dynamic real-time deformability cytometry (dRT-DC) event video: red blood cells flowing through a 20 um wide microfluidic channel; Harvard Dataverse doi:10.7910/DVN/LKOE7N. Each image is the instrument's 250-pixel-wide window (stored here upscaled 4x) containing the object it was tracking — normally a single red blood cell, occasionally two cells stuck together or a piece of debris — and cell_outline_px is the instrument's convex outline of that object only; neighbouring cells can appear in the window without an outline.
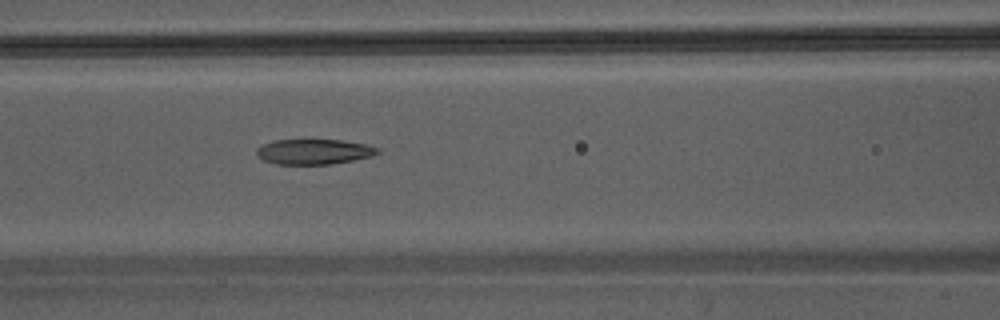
{"species": "Egyptian fruit bat (a non-hibernating species)", "species_latin": "Rousettus aegyptiacus", "temperature_condition": "warm", "stored_images_in_passage": 46, "camera_frame_rate_fps": 3000, "um_per_image_px": 0.085, "animal": {"sex": "male"}, "frame": {"image": 1, "passage_image": 21, "time_ms": 6.667, "image_size_px": [1000, 320], "cell_outline_px": [[380, 152], [372, 156], [332, 164], [276, 164], [264, 160], [256, 156], [256, 148], [272, 140], [340, 140], [364, 144], [380, 148]], "centroid_in_image_um": [26.66, 12.89], "position_along_channel_um": 139.9, "area_um2": 17.74}}
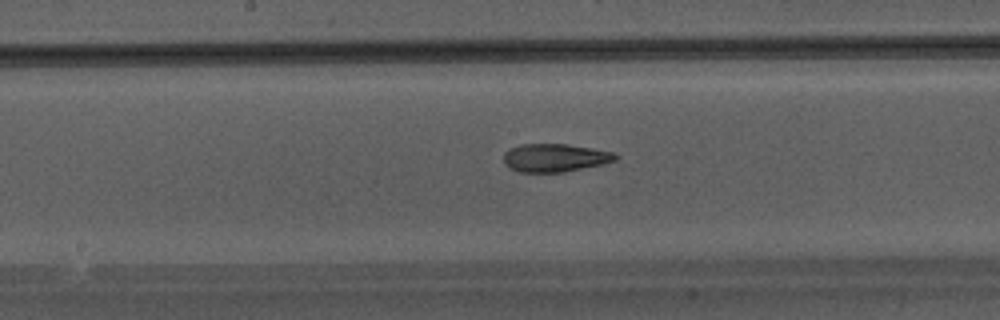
{"frame": {"image": 2, "passage_image": 25, "time_ms": 8.0, "image_size_px": [1000, 320], "cell_outline_px": [[620, 156], [616, 160], [604, 164], [564, 172], [520, 172], [508, 168], [504, 164], [504, 152], [508, 148], [520, 144], [568, 144], [592, 148], [612, 152]], "centroid_in_image_um": [47.15, 13.41], "position_along_channel_um": 201.1, "area_um2": 18.55}}
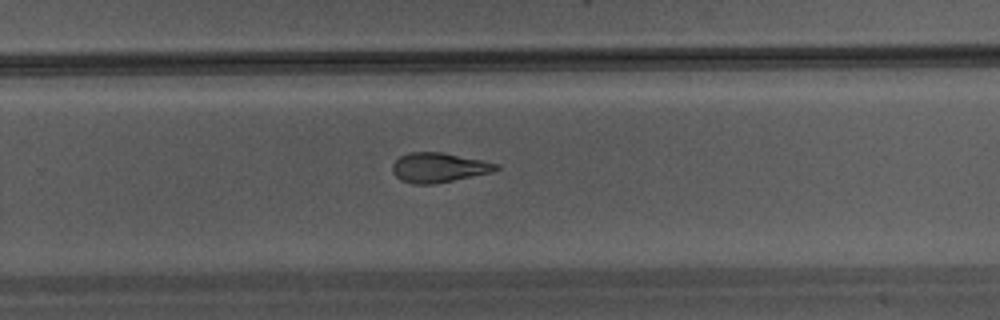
{"frame": {"image": 3, "passage_image": 31, "time_ms": 10.0, "image_size_px": [1000, 320], "cell_outline_px": [[500, 168], [492, 172], [432, 184], [412, 184], [400, 180], [392, 172], [392, 164], [400, 156], [408, 152], [440, 152], [500, 164]], "centroid_in_image_um": [37.25, 14.24], "position_along_channel_um": 292.5, "area_um2": 17.74}}